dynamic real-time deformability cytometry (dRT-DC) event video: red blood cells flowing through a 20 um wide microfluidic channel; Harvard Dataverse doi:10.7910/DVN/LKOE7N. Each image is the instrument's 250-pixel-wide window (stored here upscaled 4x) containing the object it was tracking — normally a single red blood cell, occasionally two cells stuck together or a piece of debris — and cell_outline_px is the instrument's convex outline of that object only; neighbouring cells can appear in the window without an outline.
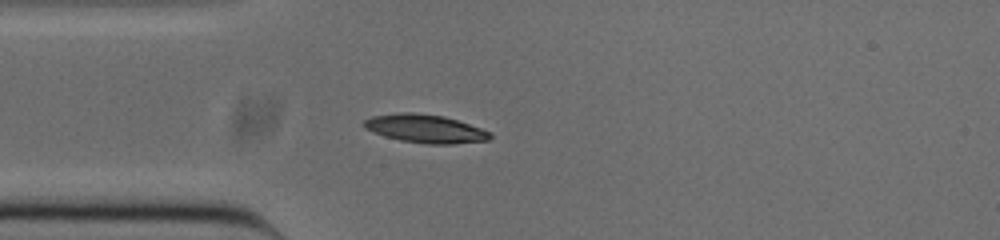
{"species": "common noctule bat (a hibernating species)", "species_latin": "Nyctalus noctula", "temperature_condition": "cold", "stored_images_in_passage": 40, "camera_frame_rate_fps": 3000, "um_per_image_px": 0.085, "animal": {"sex": "male", "body_mass_g": 20.0, "forearm_length_mm": 53.3}, "frame": {"image": 1, "passage_image": 1, "time_ms": 0.0, "image_size_px": [1000, 240], "cell_outline_px": [[492, 136], [488, 140], [452, 144], [428, 144], [400, 140], [384, 136], [364, 128], [364, 120], [372, 116], [400, 112], [412, 112], [444, 116], [480, 128], [488, 132]], "centroid_in_image_um": [36.11, 10.93], "position_along_channel_um": 48.9, "area_um2": 20.58}}
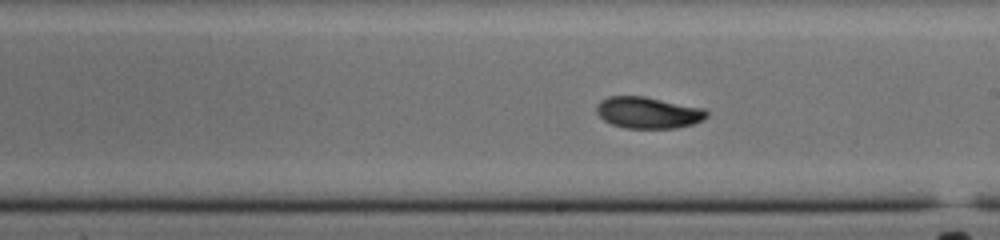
{"frame": {"image": 2, "passage_image": 16, "time_ms": 5.0, "image_size_px": [1000, 240], "cell_outline_px": [[708, 116], [704, 120], [692, 124], [676, 128], [624, 128], [612, 124], [604, 120], [596, 112], [596, 104], [600, 100], [608, 96], [644, 96], [704, 108], [708, 112]], "centroid_in_image_um": [55.09, 9.57], "position_along_channel_um": 233.9, "area_um2": 20.35}}
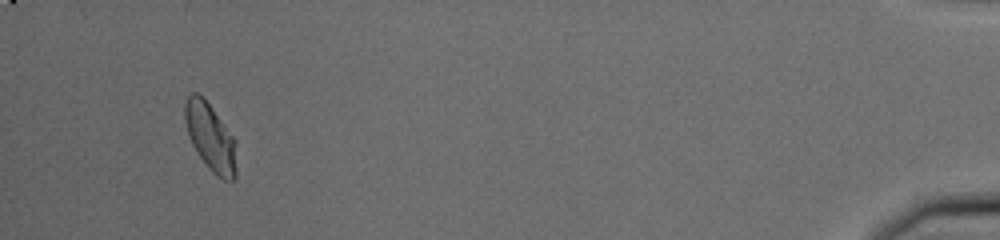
{"frame": {"image": 3, "passage_image": 37, "time_ms": 12.0, "image_size_px": [1000, 240], "cell_outline_px": [[236, 176], [232, 180], [224, 180], [216, 176], [208, 168], [192, 144], [184, 120], [184, 104], [188, 96], [192, 92], [196, 92], [208, 104], [236, 140]], "centroid_in_image_um": [17.89, 11.69], "position_along_channel_um": 417.3, "area_um2": 20.0}, "authors_computed_cell_mechanics": {"area_um2": 19.9699, "velocity_mm_per_s": 3.8337, "shape_relaxation_time_tau1_ms": 3.7136, "shape_relaxation_time_tau2_ms": 2.9298, "deformation_change_tau1": 0.1664, "deformation_change_tau2": 0.0504}}